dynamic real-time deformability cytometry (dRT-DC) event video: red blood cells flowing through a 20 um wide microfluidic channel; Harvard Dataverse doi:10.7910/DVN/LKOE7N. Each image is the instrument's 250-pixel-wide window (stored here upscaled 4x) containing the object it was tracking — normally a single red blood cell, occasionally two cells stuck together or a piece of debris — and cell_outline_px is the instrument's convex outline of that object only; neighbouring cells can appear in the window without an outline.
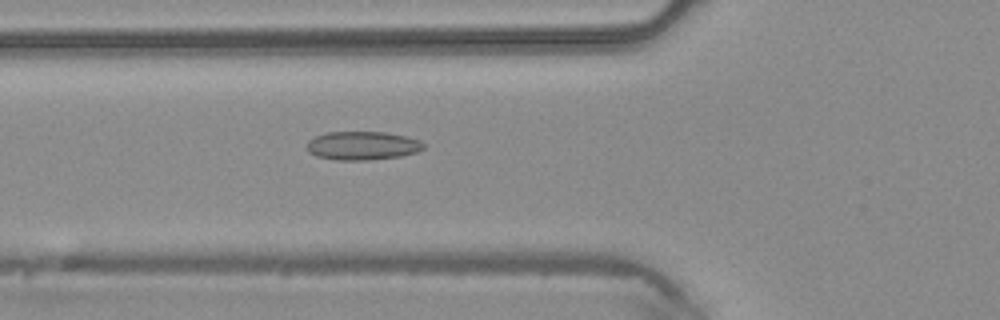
{"species": "common noctule bat (a hibernating species)", "species_latin": "Nyctalus noctula", "temperature_condition": "warm", "stored_images_in_passage": 28, "camera_frame_rate_fps": 3000, "um_per_image_px": 0.085, "animal": {"sex": "male", "body_mass_g": 20.4}, "frame": {"image": 1, "passage_image": 3, "time_ms": 0.667, "image_size_px": [1000, 320], "cell_outline_px": [[424, 148], [416, 152], [400, 156], [368, 160], [336, 160], [316, 156], [308, 152], [308, 140], [316, 136], [328, 132], [384, 132], [408, 136], [420, 140], [424, 144]], "centroid_in_image_um": [30.82, 12.38], "position_along_channel_um": 95.0, "area_um2": 19.42}}
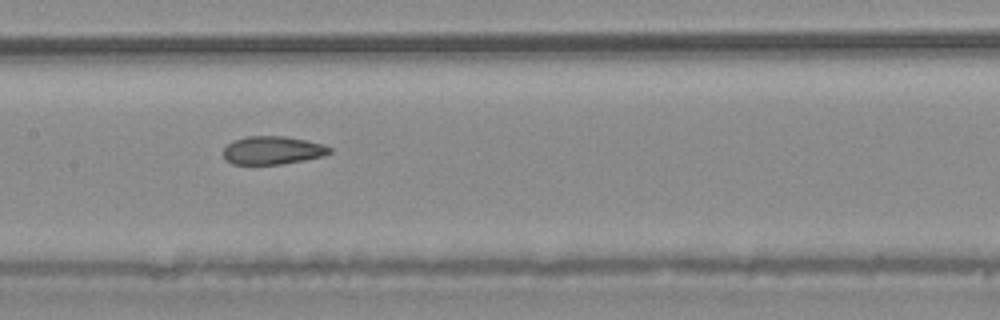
{"frame": {"image": 2, "passage_image": 9, "time_ms": 2.667, "image_size_px": [1000, 320], "cell_outline_px": [[332, 152], [324, 156], [284, 164], [232, 164], [224, 160], [224, 148], [232, 140], [248, 136], [284, 136], [324, 144], [332, 148]], "centroid_in_image_um": [23.17, 12.78], "position_along_channel_um": 184.2, "area_um2": 17.57}}
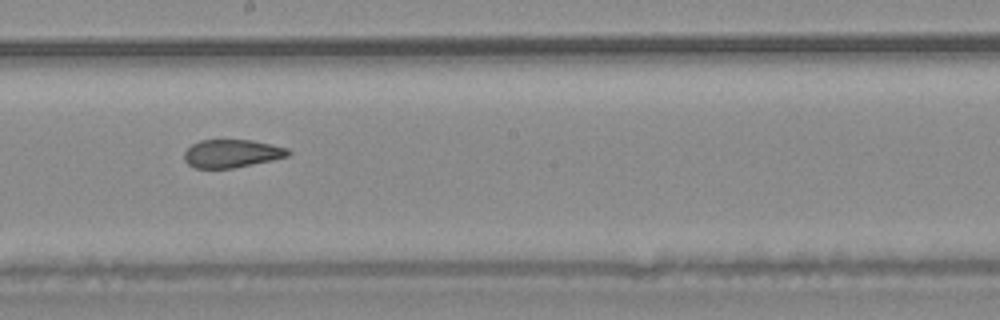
{"frame": {"image": 3, "passage_image": 12, "time_ms": 3.667, "image_size_px": [1000, 320], "cell_outline_px": [[292, 152], [288, 156], [272, 160], [232, 168], [196, 168], [188, 164], [184, 160], [184, 152], [192, 144], [200, 140], [252, 140], [272, 144], [288, 148]], "centroid_in_image_um": [19.71, 13.04], "position_along_channel_um": 228.5, "area_um2": 16.99}}